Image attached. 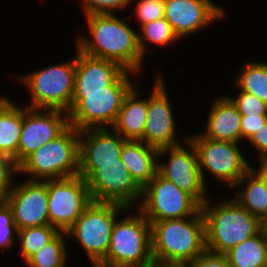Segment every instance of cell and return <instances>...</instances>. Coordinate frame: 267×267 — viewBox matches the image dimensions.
I'll return each instance as SVG.
<instances>
[{
  "instance_id": "cell-1",
  "label": "cell",
  "mask_w": 267,
  "mask_h": 267,
  "mask_svg": "<svg viewBox=\"0 0 267 267\" xmlns=\"http://www.w3.org/2000/svg\"><path fill=\"white\" fill-rule=\"evenodd\" d=\"M89 35L76 38V47L83 53L118 63L127 71L141 74L145 59L139 47L138 33L114 13L84 16ZM140 73V74H139Z\"/></svg>"
},
{
  "instance_id": "cell-2",
  "label": "cell",
  "mask_w": 267,
  "mask_h": 267,
  "mask_svg": "<svg viewBox=\"0 0 267 267\" xmlns=\"http://www.w3.org/2000/svg\"><path fill=\"white\" fill-rule=\"evenodd\" d=\"M153 262L186 264L206 251L205 219L193 216L151 222Z\"/></svg>"
},
{
  "instance_id": "cell-3",
  "label": "cell",
  "mask_w": 267,
  "mask_h": 267,
  "mask_svg": "<svg viewBox=\"0 0 267 267\" xmlns=\"http://www.w3.org/2000/svg\"><path fill=\"white\" fill-rule=\"evenodd\" d=\"M211 202L208 199L201 205L205 219L206 250L225 254L260 233V219L252 216L233 198Z\"/></svg>"
},
{
  "instance_id": "cell-4",
  "label": "cell",
  "mask_w": 267,
  "mask_h": 267,
  "mask_svg": "<svg viewBox=\"0 0 267 267\" xmlns=\"http://www.w3.org/2000/svg\"><path fill=\"white\" fill-rule=\"evenodd\" d=\"M131 71H125L110 87L95 92H74L69 125L81 131L89 128L112 127L125 96L135 86ZM132 76V77H131Z\"/></svg>"
},
{
  "instance_id": "cell-5",
  "label": "cell",
  "mask_w": 267,
  "mask_h": 267,
  "mask_svg": "<svg viewBox=\"0 0 267 267\" xmlns=\"http://www.w3.org/2000/svg\"><path fill=\"white\" fill-rule=\"evenodd\" d=\"M119 220L112 229L110 245L106 257L99 263L101 267H151L153 265L151 223L137 209Z\"/></svg>"
},
{
  "instance_id": "cell-6",
  "label": "cell",
  "mask_w": 267,
  "mask_h": 267,
  "mask_svg": "<svg viewBox=\"0 0 267 267\" xmlns=\"http://www.w3.org/2000/svg\"><path fill=\"white\" fill-rule=\"evenodd\" d=\"M17 174L40 181L79 175V130L69 125L59 136L29 155L18 166Z\"/></svg>"
},
{
  "instance_id": "cell-7",
  "label": "cell",
  "mask_w": 267,
  "mask_h": 267,
  "mask_svg": "<svg viewBox=\"0 0 267 267\" xmlns=\"http://www.w3.org/2000/svg\"><path fill=\"white\" fill-rule=\"evenodd\" d=\"M76 57L61 64L22 75L19 82L30 92V103L33 109L72 110V99L75 83Z\"/></svg>"
},
{
  "instance_id": "cell-8",
  "label": "cell",
  "mask_w": 267,
  "mask_h": 267,
  "mask_svg": "<svg viewBox=\"0 0 267 267\" xmlns=\"http://www.w3.org/2000/svg\"><path fill=\"white\" fill-rule=\"evenodd\" d=\"M131 209L117 203L92 201L66 231L67 236L81 244L89 263L99 264L106 257L118 215Z\"/></svg>"
},
{
  "instance_id": "cell-9",
  "label": "cell",
  "mask_w": 267,
  "mask_h": 267,
  "mask_svg": "<svg viewBox=\"0 0 267 267\" xmlns=\"http://www.w3.org/2000/svg\"><path fill=\"white\" fill-rule=\"evenodd\" d=\"M79 175L86 180L92 201L117 203L127 208L136 204L138 207L141 202L142 188L121 159L119 163L79 164Z\"/></svg>"
},
{
  "instance_id": "cell-10",
  "label": "cell",
  "mask_w": 267,
  "mask_h": 267,
  "mask_svg": "<svg viewBox=\"0 0 267 267\" xmlns=\"http://www.w3.org/2000/svg\"><path fill=\"white\" fill-rule=\"evenodd\" d=\"M198 156V164L204 184L209 172L213 178L231 189L251 168L249 161L238 144L230 141H215L204 137L200 132L188 135Z\"/></svg>"
},
{
  "instance_id": "cell-11",
  "label": "cell",
  "mask_w": 267,
  "mask_h": 267,
  "mask_svg": "<svg viewBox=\"0 0 267 267\" xmlns=\"http://www.w3.org/2000/svg\"><path fill=\"white\" fill-rule=\"evenodd\" d=\"M136 208L151 223L193 216L201 209V205L190 194L157 172L142 189V199Z\"/></svg>"
},
{
  "instance_id": "cell-12",
  "label": "cell",
  "mask_w": 267,
  "mask_h": 267,
  "mask_svg": "<svg viewBox=\"0 0 267 267\" xmlns=\"http://www.w3.org/2000/svg\"><path fill=\"white\" fill-rule=\"evenodd\" d=\"M49 224L66 232L92 202L86 180L80 175L47 180Z\"/></svg>"
},
{
  "instance_id": "cell-13",
  "label": "cell",
  "mask_w": 267,
  "mask_h": 267,
  "mask_svg": "<svg viewBox=\"0 0 267 267\" xmlns=\"http://www.w3.org/2000/svg\"><path fill=\"white\" fill-rule=\"evenodd\" d=\"M162 156L168 157L167 163L166 161L159 162ZM157 172L190 194L200 205H203L210 197L208 188L201 177L197 152L189 140L178 146L160 148Z\"/></svg>"
},
{
  "instance_id": "cell-14",
  "label": "cell",
  "mask_w": 267,
  "mask_h": 267,
  "mask_svg": "<svg viewBox=\"0 0 267 267\" xmlns=\"http://www.w3.org/2000/svg\"><path fill=\"white\" fill-rule=\"evenodd\" d=\"M156 76L152 91L148 95L145 131L140 141L158 149L181 145L188 140V136L185 135L182 139H178L177 124L174 120L176 118L172 109L174 106L170 102L162 75L158 73Z\"/></svg>"
},
{
  "instance_id": "cell-15",
  "label": "cell",
  "mask_w": 267,
  "mask_h": 267,
  "mask_svg": "<svg viewBox=\"0 0 267 267\" xmlns=\"http://www.w3.org/2000/svg\"><path fill=\"white\" fill-rule=\"evenodd\" d=\"M69 126L68 112L23 106V125L16 154L18 167L42 145L59 136Z\"/></svg>"
},
{
  "instance_id": "cell-16",
  "label": "cell",
  "mask_w": 267,
  "mask_h": 267,
  "mask_svg": "<svg viewBox=\"0 0 267 267\" xmlns=\"http://www.w3.org/2000/svg\"><path fill=\"white\" fill-rule=\"evenodd\" d=\"M13 212L18 230L49 225L47 180H28L13 184L4 198Z\"/></svg>"
},
{
  "instance_id": "cell-17",
  "label": "cell",
  "mask_w": 267,
  "mask_h": 267,
  "mask_svg": "<svg viewBox=\"0 0 267 267\" xmlns=\"http://www.w3.org/2000/svg\"><path fill=\"white\" fill-rule=\"evenodd\" d=\"M225 13L211 0H165L164 18L179 39L222 21Z\"/></svg>"
},
{
  "instance_id": "cell-18",
  "label": "cell",
  "mask_w": 267,
  "mask_h": 267,
  "mask_svg": "<svg viewBox=\"0 0 267 267\" xmlns=\"http://www.w3.org/2000/svg\"><path fill=\"white\" fill-rule=\"evenodd\" d=\"M124 139L112 127L79 131V164L119 163Z\"/></svg>"
},
{
  "instance_id": "cell-19",
  "label": "cell",
  "mask_w": 267,
  "mask_h": 267,
  "mask_svg": "<svg viewBox=\"0 0 267 267\" xmlns=\"http://www.w3.org/2000/svg\"><path fill=\"white\" fill-rule=\"evenodd\" d=\"M76 51L74 92L105 90L126 71L116 62Z\"/></svg>"
},
{
  "instance_id": "cell-20",
  "label": "cell",
  "mask_w": 267,
  "mask_h": 267,
  "mask_svg": "<svg viewBox=\"0 0 267 267\" xmlns=\"http://www.w3.org/2000/svg\"><path fill=\"white\" fill-rule=\"evenodd\" d=\"M204 131L200 133L211 140L241 142V114L227 96L216 97L210 106Z\"/></svg>"
},
{
  "instance_id": "cell-21",
  "label": "cell",
  "mask_w": 267,
  "mask_h": 267,
  "mask_svg": "<svg viewBox=\"0 0 267 267\" xmlns=\"http://www.w3.org/2000/svg\"><path fill=\"white\" fill-rule=\"evenodd\" d=\"M139 86H134L125 96L112 128L126 140L143 138L148 111V97L141 98Z\"/></svg>"
},
{
  "instance_id": "cell-22",
  "label": "cell",
  "mask_w": 267,
  "mask_h": 267,
  "mask_svg": "<svg viewBox=\"0 0 267 267\" xmlns=\"http://www.w3.org/2000/svg\"><path fill=\"white\" fill-rule=\"evenodd\" d=\"M158 150L143 141L128 140L123 146L120 159L142 189L157 173Z\"/></svg>"
},
{
  "instance_id": "cell-23",
  "label": "cell",
  "mask_w": 267,
  "mask_h": 267,
  "mask_svg": "<svg viewBox=\"0 0 267 267\" xmlns=\"http://www.w3.org/2000/svg\"><path fill=\"white\" fill-rule=\"evenodd\" d=\"M9 99L0 97V155L10 157L16 165L23 125V107Z\"/></svg>"
},
{
  "instance_id": "cell-24",
  "label": "cell",
  "mask_w": 267,
  "mask_h": 267,
  "mask_svg": "<svg viewBox=\"0 0 267 267\" xmlns=\"http://www.w3.org/2000/svg\"><path fill=\"white\" fill-rule=\"evenodd\" d=\"M234 188H238L239 191H235V196L231 197L252 216L261 219L267 215V181L254 170V167L231 190Z\"/></svg>"
},
{
  "instance_id": "cell-25",
  "label": "cell",
  "mask_w": 267,
  "mask_h": 267,
  "mask_svg": "<svg viewBox=\"0 0 267 267\" xmlns=\"http://www.w3.org/2000/svg\"><path fill=\"white\" fill-rule=\"evenodd\" d=\"M230 267H266L267 240L254 235L225 253Z\"/></svg>"
},
{
  "instance_id": "cell-26",
  "label": "cell",
  "mask_w": 267,
  "mask_h": 267,
  "mask_svg": "<svg viewBox=\"0 0 267 267\" xmlns=\"http://www.w3.org/2000/svg\"><path fill=\"white\" fill-rule=\"evenodd\" d=\"M237 75L233 84L238 90L253 94L267 104V61L247 62Z\"/></svg>"
},
{
  "instance_id": "cell-27",
  "label": "cell",
  "mask_w": 267,
  "mask_h": 267,
  "mask_svg": "<svg viewBox=\"0 0 267 267\" xmlns=\"http://www.w3.org/2000/svg\"><path fill=\"white\" fill-rule=\"evenodd\" d=\"M66 232H59L52 240L32 255L25 263L28 267H68Z\"/></svg>"
},
{
  "instance_id": "cell-28",
  "label": "cell",
  "mask_w": 267,
  "mask_h": 267,
  "mask_svg": "<svg viewBox=\"0 0 267 267\" xmlns=\"http://www.w3.org/2000/svg\"><path fill=\"white\" fill-rule=\"evenodd\" d=\"M59 231L52 225L26 227L18 230L17 240L24 263L52 240Z\"/></svg>"
},
{
  "instance_id": "cell-29",
  "label": "cell",
  "mask_w": 267,
  "mask_h": 267,
  "mask_svg": "<svg viewBox=\"0 0 267 267\" xmlns=\"http://www.w3.org/2000/svg\"><path fill=\"white\" fill-rule=\"evenodd\" d=\"M140 29L138 42L143 56L146 55L148 43L151 45L153 44V46L158 45L165 47L166 45L174 44L176 41L180 40L174 33L171 24L165 18L141 25Z\"/></svg>"
},
{
  "instance_id": "cell-30",
  "label": "cell",
  "mask_w": 267,
  "mask_h": 267,
  "mask_svg": "<svg viewBox=\"0 0 267 267\" xmlns=\"http://www.w3.org/2000/svg\"><path fill=\"white\" fill-rule=\"evenodd\" d=\"M16 236V237H15ZM18 236V229L13 222V212L5 200H0V248L11 250Z\"/></svg>"
},
{
  "instance_id": "cell-31",
  "label": "cell",
  "mask_w": 267,
  "mask_h": 267,
  "mask_svg": "<svg viewBox=\"0 0 267 267\" xmlns=\"http://www.w3.org/2000/svg\"><path fill=\"white\" fill-rule=\"evenodd\" d=\"M134 7V14L139 25L164 18L165 0H131L130 6Z\"/></svg>"
},
{
  "instance_id": "cell-32",
  "label": "cell",
  "mask_w": 267,
  "mask_h": 267,
  "mask_svg": "<svg viewBox=\"0 0 267 267\" xmlns=\"http://www.w3.org/2000/svg\"><path fill=\"white\" fill-rule=\"evenodd\" d=\"M238 97L227 95L241 115H267V104L253 94L239 90Z\"/></svg>"
},
{
  "instance_id": "cell-33",
  "label": "cell",
  "mask_w": 267,
  "mask_h": 267,
  "mask_svg": "<svg viewBox=\"0 0 267 267\" xmlns=\"http://www.w3.org/2000/svg\"><path fill=\"white\" fill-rule=\"evenodd\" d=\"M81 1L84 15L116 13L125 11L130 6L131 0H77ZM117 10V11H116Z\"/></svg>"
},
{
  "instance_id": "cell-34",
  "label": "cell",
  "mask_w": 267,
  "mask_h": 267,
  "mask_svg": "<svg viewBox=\"0 0 267 267\" xmlns=\"http://www.w3.org/2000/svg\"><path fill=\"white\" fill-rule=\"evenodd\" d=\"M16 173V174H15ZM18 167L7 156L0 155V200H4L13 186L14 176L18 175Z\"/></svg>"
},
{
  "instance_id": "cell-35",
  "label": "cell",
  "mask_w": 267,
  "mask_h": 267,
  "mask_svg": "<svg viewBox=\"0 0 267 267\" xmlns=\"http://www.w3.org/2000/svg\"><path fill=\"white\" fill-rule=\"evenodd\" d=\"M266 123L267 115H241V141H249Z\"/></svg>"
},
{
  "instance_id": "cell-36",
  "label": "cell",
  "mask_w": 267,
  "mask_h": 267,
  "mask_svg": "<svg viewBox=\"0 0 267 267\" xmlns=\"http://www.w3.org/2000/svg\"><path fill=\"white\" fill-rule=\"evenodd\" d=\"M186 264L187 267H230L225 254H217L209 250Z\"/></svg>"
},
{
  "instance_id": "cell-37",
  "label": "cell",
  "mask_w": 267,
  "mask_h": 267,
  "mask_svg": "<svg viewBox=\"0 0 267 267\" xmlns=\"http://www.w3.org/2000/svg\"><path fill=\"white\" fill-rule=\"evenodd\" d=\"M259 153V157L267 154V123L263 125L248 141Z\"/></svg>"
},
{
  "instance_id": "cell-38",
  "label": "cell",
  "mask_w": 267,
  "mask_h": 267,
  "mask_svg": "<svg viewBox=\"0 0 267 267\" xmlns=\"http://www.w3.org/2000/svg\"><path fill=\"white\" fill-rule=\"evenodd\" d=\"M259 159V166L254 170L264 179L267 181V154L261 156Z\"/></svg>"
},
{
  "instance_id": "cell-39",
  "label": "cell",
  "mask_w": 267,
  "mask_h": 267,
  "mask_svg": "<svg viewBox=\"0 0 267 267\" xmlns=\"http://www.w3.org/2000/svg\"><path fill=\"white\" fill-rule=\"evenodd\" d=\"M260 233L267 240V215L260 219Z\"/></svg>"
},
{
  "instance_id": "cell-40",
  "label": "cell",
  "mask_w": 267,
  "mask_h": 267,
  "mask_svg": "<svg viewBox=\"0 0 267 267\" xmlns=\"http://www.w3.org/2000/svg\"><path fill=\"white\" fill-rule=\"evenodd\" d=\"M151 267H187V264L157 263V262H154Z\"/></svg>"
},
{
  "instance_id": "cell-41",
  "label": "cell",
  "mask_w": 267,
  "mask_h": 267,
  "mask_svg": "<svg viewBox=\"0 0 267 267\" xmlns=\"http://www.w3.org/2000/svg\"><path fill=\"white\" fill-rule=\"evenodd\" d=\"M92 267H101L98 263H91Z\"/></svg>"
}]
</instances>
